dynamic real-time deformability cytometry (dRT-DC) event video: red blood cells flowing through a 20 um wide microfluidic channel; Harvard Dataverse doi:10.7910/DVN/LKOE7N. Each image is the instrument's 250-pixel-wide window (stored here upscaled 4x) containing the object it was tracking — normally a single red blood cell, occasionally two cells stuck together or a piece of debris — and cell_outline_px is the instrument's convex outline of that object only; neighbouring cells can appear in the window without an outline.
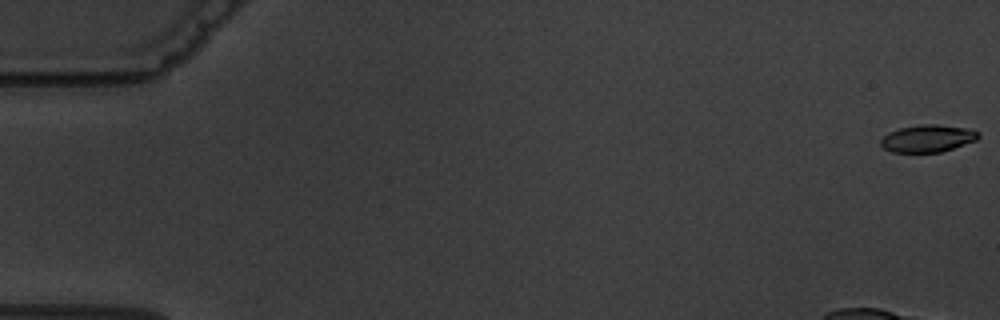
{"species": "common noctule bat (a hibernating species)", "species_latin": "Nyctalus noctula", "temperature_condition": "warm", "stored_images_in_passage": 5, "camera_frame_rate_fps": 3000, "um_per_image_px": 0.085, "animal": {"sex": "male", "body_mass_g": 19.5, "forearm_length_mm": 54.6}, "frame": {"image": 1, "passage_image": 1, "time_ms": 0.0, "image_size_px": [1000, 320], "cell_outline_px": [[980, 136], [976, 140], [940, 152], [892, 152], [884, 148], [880, 144], [880, 140], [888, 132], [900, 128], [920, 124], [936, 124], [968, 128], [980, 132]], "centroid_in_image_um": [78.85, 11.75], "position_along_channel_um": 6.2, "area_um2": 15.49}}